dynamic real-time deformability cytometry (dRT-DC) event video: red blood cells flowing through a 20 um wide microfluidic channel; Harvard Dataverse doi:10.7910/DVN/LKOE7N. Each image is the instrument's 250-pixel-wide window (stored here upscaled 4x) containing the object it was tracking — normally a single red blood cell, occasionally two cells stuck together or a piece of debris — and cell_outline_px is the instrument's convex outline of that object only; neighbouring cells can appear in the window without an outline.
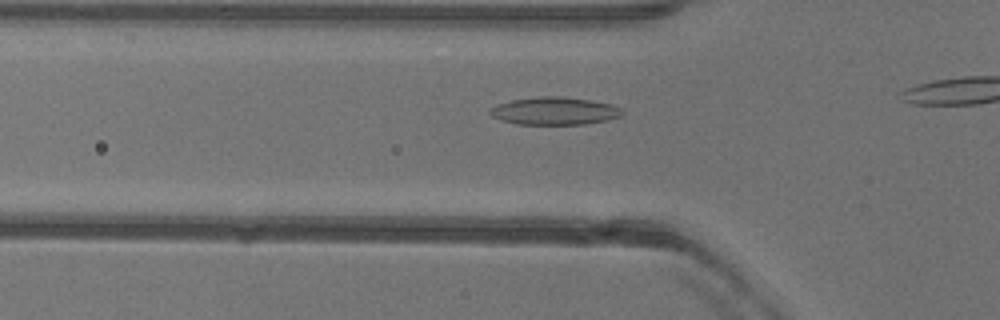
{"species": "common noctule bat (a hibernating species)", "species_latin": "Nyctalus noctula", "temperature_condition": "warm", "stored_images_in_passage": 10, "camera_frame_rate_fps": 3000, "um_per_image_px": 0.085, "animal": {"sex": "female"}, "frame": {"image": 1, "passage_image": 6, "time_ms": 1.667, "image_size_px": [1000, 320], "cell_outline_px": [[624, 112], [620, 116], [608, 120], [584, 124], [516, 124], [500, 120], [492, 116], [488, 112], [496, 104], [512, 100], [540, 96], [560, 96], [592, 100], [612, 104], [624, 108]], "centroid_in_image_um": [47.16, 9.43], "position_along_channel_um": 78.6, "area_um2": 21.5}}
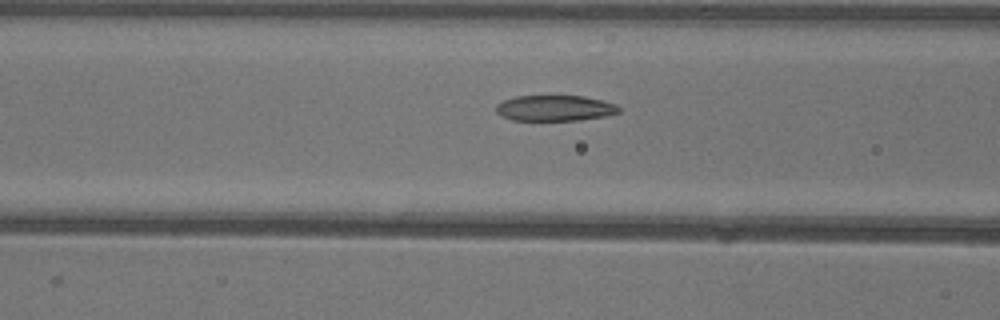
{"frame": {"image": 2, "passage_image": 9, "time_ms": 2.667, "image_size_px": [1000, 320], "cell_outline_px": [[620, 112], [608, 116], [576, 120], [512, 120], [500, 116], [496, 112], [496, 104], [504, 100], [516, 96], [584, 96], [616, 104], [620, 108]], "centroid_in_image_um": [47.15, 9.19], "position_along_channel_um": 119.4, "area_um2": 18.44}}